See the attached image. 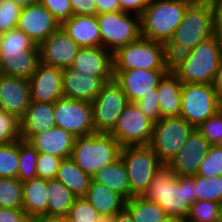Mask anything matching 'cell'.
Listing matches in <instances>:
<instances>
[{
    "label": "cell",
    "mask_w": 222,
    "mask_h": 222,
    "mask_svg": "<svg viewBox=\"0 0 222 222\" xmlns=\"http://www.w3.org/2000/svg\"><path fill=\"white\" fill-rule=\"evenodd\" d=\"M195 176L178 177L166 165L155 174L143 197L157 203L167 216L186 219L195 200Z\"/></svg>",
    "instance_id": "6da1fadb"
},
{
    "label": "cell",
    "mask_w": 222,
    "mask_h": 222,
    "mask_svg": "<svg viewBox=\"0 0 222 222\" xmlns=\"http://www.w3.org/2000/svg\"><path fill=\"white\" fill-rule=\"evenodd\" d=\"M40 63L39 47L18 28L0 34L2 74L29 80Z\"/></svg>",
    "instance_id": "7a4b0ae2"
},
{
    "label": "cell",
    "mask_w": 222,
    "mask_h": 222,
    "mask_svg": "<svg viewBox=\"0 0 222 222\" xmlns=\"http://www.w3.org/2000/svg\"><path fill=\"white\" fill-rule=\"evenodd\" d=\"M191 3L188 0H151L141 14L142 38L161 43L170 40Z\"/></svg>",
    "instance_id": "3957f363"
},
{
    "label": "cell",
    "mask_w": 222,
    "mask_h": 222,
    "mask_svg": "<svg viewBox=\"0 0 222 222\" xmlns=\"http://www.w3.org/2000/svg\"><path fill=\"white\" fill-rule=\"evenodd\" d=\"M122 146L109 133H93L75 138L71 158L91 176L120 157Z\"/></svg>",
    "instance_id": "277c9868"
},
{
    "label": "cell",
    "mask_w": 222,
    "mask_h": 222,
    "mask_svg": "<svg viewBox=\"0 0 222 222\" xmlns=\"http://www.w3.org/2000/svg\"><path fill=\"white\" fill-rule=\"evenodd\" d=\"M221 60L222 43L213 35L191 49L188 60L174 74L182 84H212Z\"/></svg>",
    "instance_id": "5b68a950"
},
{
    "label": "cell",
    "mask_w": 222,
    "mask_h": 222,
    "mask_svg": "<svg viewBox=\"0 0 222 222\" xmlns=\"http://www.w3.org/2000/svg\"><path fill=\"white\" fill-rule=\"evenodd\" d=\"M120 156L127 169L131 198L143 196L164 164L149 145L123 146Z\"/></svg>",
    "instance_id": "8992f818"
},
{
    "label": "cell",
    "mask_w": 222,
    "mask_h": 222,
    "mask_svg": "<svg viewBox=\"0 0 222 222\" xmlns=\"http://www.w3.org/2000/svg\"><path fill=\"white\" fill-rule=\"evenodd\" d=\"M96 16L102 47L112 53L142 37L141 16L123 11L100 13Z\"/></svg>",
    "instance_id": "52a82bcc"
},
{
    "label": "cell",
    "mask_w": 222,
    "mask_h": 222,
    "mask_svg": "<svg viewBox=\"0 0 222 222\" xmlns=\"http://www.w3.org/2000/svg\"><path fill=\"white\" fill-rule=\"evenodd\" d=\"M221 108L222 103L216 96L212 84H182L180 116L194 128H197Z\"/></svg>",
    "instance_id": "ba28073f"
},
{
    "label": "cell",
    "mask_w": 222,
    "mask_h": 222,
    "mask_svg": "<svg viewBox=\"0 0 222 222\" xmlns=\"http://www.w3.org/2000/svg\"><path fill=\"white\" fill-rule=\"evenodd\" d=\"M214 35L213 10L210 2H192L171 37V42L188 46L191 50Z\"/></svg>",
    "instance_id": "9c48e42d"
},
{
    "label": "cell",
    "mask_w": 222,
    "mask_h": 222,
    "mask_svg": "<svg viewBox=\"0 0 222 222\" xmlns=\"http://www.w3.org/2000/svg\"><path fill=\"white\" fill-rule=\"evenodd\" d=\"M114 70H165L163 44L140 38L113 53Z\"/></svg>",
    "instance_id": "30bf717a"
},
{
    "label": "cell",
    "mask_w": 222,
    "mask_h": 222,
    "mask_svg": "<svg viewBox=\"0 0 222 222\" xmlns=\"http://www.w3.org/2000/svg\"><path fill=\"white\" fill-rule=\"evenodd\" d=\"M195 128L181 116L161 118L154 123L149 146L166 165L182 148Z\"/></svg>",
    "instance_id": "8fae6325"
},
{
    "label": "cell",
    "mask_w": 222,
    "mask_h": 222,
    "mask_svg": "<svg viewBox=\"0 0 222 222\" xmlns=\"http://www.w3.org/2000/svg\"><path fill=\"white\" fill-rule=\"evenodd\" d=\"M128 103L127 96L114 79L106 82L91 102L95 132L109 133Z\"/></svg>",
    "instance_id": "7c38bea8"
},
{
    "label": "cell",
    "mask_w": 222,
    "mask_h": 222,
    "mask_svg": "<svg viewBox=\"0 0 222 222\" xmlns=\"http://www.w3.org/2000/svg\"><path fill=\"white\" fill-rule=\"evenodd\" d=\"M154 122L146 117L134 102H129L109 132L123 146L149 145Z\"/></svg>",
    "instance_id": "4fadbf2b"
},
{
    "label": "cell",
    "mask_w": 222,
    "mask_h": 222,
    "mask_svg": "<svg viewBox=\"0 0 222 222\" xmlns=\"http://www.w3.org/2000/svg\"><path fill=\"white\" fill-rule=\"evenodd\" d=\"M54 112L55 127L62 128L75 137L95 133L90 102L62 97L54 103Z\"/></svg>",
    "instance_id": "5bb4252c"
},
{
    "label": "cell",
    "mask_w": 222,
    "mask_h": 222,
    "mask_svg": "<svg viewBox=\"0 0 222 222\" xmlns=\"http://www.w3.org/2000/svg\"><path fill=\"white\" fill-rule=\"evenodd\" d=\"M60 26L54 15L44 5L38 3L21 9L16 28L39 46Z\"/></svg>",
    "instance_id": "9a60e30c"
},
{
    "label": "cell",
    "mask_w": 222,
    "mask_h": 222,
    "mask_svg": "<svg viewBox=\"0 0 222 222\" xmlns=\"http://www.w3.org/2000/svg\"><path fill=\"white\" fill-rule=\"evenodd\" d=\"M31 101L56 103L63 95V69L40 62L29 78Z\"/></svg>",
    "instance_id": "2e32d148"
},
{
    "label": "cell",
    "mask_w": 222,
    "mask_h": 222,
    "mask_svg": "<svg viewBox=\"0 0 222 222\" xmlns=\"http://www.w3.org/2000/svg\"><path fill=\"white\" fill-rule=\"evenodd\" d=\"M167 72L165 70H114L113 79L129 102H136L156 89Z\"/></svg>",
    "instance_id": "e0dca14e"
},
{
    "label": "cell",
    "mask_w": 222,
    "mask_h": 222,
    "mask_svg": "<svg viewBox=\"0 0 222 222\" xmlns=\"http://www.w3.org/2000/svg\"><path fill=\"white\" fill-rule=\"evenodd\" d=\"M209 148L210 144L194 129L180 151L171 158L166 166L178 177L195 176Z\"/></svg>",
    "instance_id": "ac0fdd59"
},
{
    "label": "cell",
    "mask_w": 222,
    "mask_h": 222,
    "mask_svg": "<svg viewBox=\"0 0 222 222\" xmlns=\"http://www.w3.org/2000/svg\"><path fill=\"white\" fill-rule=\"evenodd\" d=\"M40 62L59 68L71 67L80 46L60 27L39 46Z\"/></svg>",
    "instance_id": "d6986e66"
},
{
    "label": "cell",
    "mask_w": 222,
    "mask_h": 222,
    "mask_svg": "<svg viewBox=\"0 0 222 222\" xmlns=\"http://www.w3.org/2000/svg\"><path fill=\"white\" fill-rule=\"evenodd\" d=\"M113 76L87 75L71 67L63 69V95L66 98L92 102L103 85Z\"/></svg>",
    "instance_id": "ffe728a7"
},
{
    "label": "cell",
    "mask_w": 222,
    "mask_h": 222,
    "mask_svg": "<svg viewBox=\"0 0 222 222\" xmlns=\"http://www.w3.org/2000/svg\"><path fill=\"white\" fill-rule=\"evenodd\" d=\"M31 102L29 80L0 74V110L19 120Z\"/></svg>",
    "instance_id": "44dd1931"
},
{
    "label": "cell",
    "mask_w": 222,
    "mask_h": 222,
    "mask_svg": "<svg viewBox=\"0 0 222 222\" xmlns=\"http://www.w3.org/2000/svg\"><path fill=\"white\" fill-rule=\"evenodd\" d=\"M71 68L95 76H113V53L104 47H81Z\"/></svg>",
    "instance_id": "7402d4cb"
},
{
    "label": "cell",
    "mask_w": 222,
    "mask_h": 222,
    "mask_svg": "<svg viewBox=\"0 0 222 222\" xmlns=\"http://www.w3.org/2000/svg\"><path fill=\"white\" fill-rule=\"evenodd\" d=\"M55 127L54 103L31 101L20 119V139L29 141L34 135Z\"/></svg>",
    "instance_id": "603a6c76"
},
{
    "label": "cell",
    "mask_w": 222,
    "mask_h": 222,
    "mask_svg": "<svg viewBox=\"0 0 222 222\" xmlns=\"http://www.w3.org/2000/svg\"><path fill=\"white\" fill-rule=\"evenodd\" d=\"M60 27L80 47H102L96 15H72Z\"/></svg>",
    "instance_id": "cb8c5ba5"
},
{
    "label": "cell",
    "mask_w": 222,
    "mask_h": 222,
    "mask_svg": "<svg viewBox=\"0 0 222 222\" xmlns=\"http://www.w3.org/2000/svg\"><path fill=\"white\" fill-rule=\"evenodd\" d=\"M75 138L72 133L53 127L46 132L34 135L29 142L38 152L66 159L71 157Z\"/></svg>",
    "instance_id": "d4e9b609"
},
{
    "label": "cell",
    "mask_w": 222,
    "mask_h": 222,
    "mask_svg": "<svg viewBox=\"0 0 222 222\" xmlns=\"http://www.w3.org/2000/svg\"><path fill=\"white\" fill-rule=\"evenodd\" d=\"M97 210L99 215L108 221L125 209L126 200L116 192L101 183L91 181L84 196Z\"/></svg>",
    "instance_id": "484cf974"
},
{
    "label": "cell",
    "mask_w": 222,
    "mask_h": 222,
    "mask_svg": "<svg viewBox=\"0 0 222 222\" xmlns=\"http://www.w3.org/2000/svg\"><path fill=\"white\" fill-rule=\"evenodd\" d=\"M161 118L179 117L182 83L174 73H166L157 86Z\"/></svg>",
    "instance_id": "4316f807"
},
{
    "label": "cell",
    "mask_w": 222,
    "mask_h": 222,
    "mask_svg": "<svg viewBox=\"0 0 222 222\" xmlns=\"http://www.w3.org/2000/svg\"><path fill=\"white\" fill-rule=\"evenodd\" d=\"M92 181L107 186L126 201L131 198V187L124 161L121 156L92 175Z\"/></svg>",
    "instance_id": "83f0119b"
},
{
    "label": "cell",
    "mask_w": 222,
    "mask_h": 222,
    "mask_svg": "<svg viewBox=\"0 0 222 222\" xmlns=\"http://www.w3.org/2000/svg\"><path fill=\"white\" fill-rule=\"evenodd\" d=\"M55 179L62 182L76 197H84L92 176L85 173L70 157L61 161Z\"/></svg>",
    "instance_id": "f1b7e54d"
},
{
    "label": "cell",
    "mask_w": 222,
    "mask_h": 222,
    "mask_svg": "<svg viewBox=\"0 0 222 222\" xmlns=\"http://www.w3.org/2000/svg\"><path fill=\"white\" fill-rule=\"evenodd\" d=\"M46 180L36 177L23 182V207L26 215L47 216Z\"/></svg>",
    "instance_id": "f546056e"
},
{
    "label": "cell",
    "mask_w": 222,
    "mask_h": 222,
    "mask_svg": "<svg viewBox=\"0 0 222 222\" xmlns=\"http://www.w3.org/2000/svg\"><path fill=\"white\" fill-rule=\"evenodd\" d=\"M47 216L65 217L72 207L76 196L62 182L46 180Z\"/></svg>",
    "instance_id": "4dcf8cb0"
},
{
    "label": "cell",
    "mask_w": 222,
    "mask_h": 222,
    "mask_svg": "<svg viewBox=\"0 0 222 222\" xmlns=\"http://www.w3.org/2000/svg\"><path fill=\"white\" fill-rule=\"evenodd\" d=\"M125 209L132 215L134 222H162L167 217L157 203L148 201L143 196L128 199Z\"/></svg>",
    "instance_id": "1f68e13d"
},
{
    "label": "cell",
    "mask_w": 222,
    "mask_h": 222,
    "mask_svg": "<svg viewBox=\"0 0 222 222\" xmlns=\"http://www.w3.org/2000/svg\"><path fill=\"white\" fill-rule=\"evenodd\" d=\"M195 200L214 201L222 204V176L195 175Z\"/></svg>",
    "instance_id": "d6a6232c"
},
{
    "label": "cell",
    "mask_w": 222,
    "mask_h": 222,
    "mask_svg": "<svg viewBox=\"0 0 222 222\" xmlns=\"http://www.w3.org/2000/svg\"><path fill=\"white\" fill-rule=\"evenodd\" d=\"M22 209L23 183L17 178H0V208Z\"/></svg>",
    "instance_id": "836d02e7"
},
{
    "label": "cell",
    "mask_w": 222,
    "mask_h": 222,
    "mask_svg": "<svg viewBox=\"0 0 222 222\" xmlns=\"http://www.w3.org/2000/svg\"><path fill=\"white\" fill-rule=\"evenodd\" d=\"M38 151L29 141L19 139V170L17 179L22 183L37 177L36 162Z\"/></svg>",
    "instance_id": "e575fe53"
},
{
    "label": "cell",
    "mask_w": 222,
    "mask_h": 222,
    "mask_svg": "<svg viewBox=\"0 0 222 222\" xmlns=\"http://www.w3.org/2000/svg\"><path fill=\"white\" fill-rule=\"evenodd\" d=\"M187 222H222V204L214 201H195L189 209Z\"/></svg>",
    "instance_id": "d590c367"
},
{
    "label": "cell",
    "mask_w": 222,
    "mask_h": 222,
    "mask_svg": "<svg viewBox=\"0 0 222 222\" xmlns=\"http://www.w3.org/2000/svg\"><path fill=\"white\" fill-rule=\"evenodd\" d=\"M163 44L164 66L167 73H174L189 58L188 46L167 40Z\"/></svg>",
    "instance_id": "8d00e7d4"
},
{
    "label": "cell",
    "mask_w": 222,
    "mask_h": 222,
    "mask_svg": "<svg viewBox=\"0 0 222 222\" xmlns=\"http://www.w3.org/2000/svg\"><path fill=\"white\" fill-rule=\"evenodd\" d=\"M19 170V140L0 145V178H17Z\"/></svg>",
    "instance_id": "74e56055"
},
{
    "label": "cell",
    "mask_w": 222,
    "mask_h": 222,
    "mask_svg": "<svg viewBox=\"0 0 222 222\" xmlns=\"http://www.w3.org/2000/svg\"><path fill=\"white\" fill-rule=\"evenodd\" d=\"M67 218L73 222H108L85 197H76Z\"/></svg>",
    "instance_id": "f35d334b"
},
{
    "label": "cell",
    "mask_w": 222,
    "mask_h": 222,
    "mask_svg": "<svg viewBox=\"0 0 222 222\" xmlns=\"http://www.w3.org/2000/svg\"><path fill=\"white\" fill-rule=\"evenodd\" d=\"M210 145L222 144V108L195 128Z\"/></svg>",
    "instance_id": "ab89813d"
},
{
    "label": "cell",
    "mask_w": 222,
    "mask_h": 222,
    "mask_svg": "<svg viewBox=\"0 0 222 222\" xmlns=\"http://www.w3.org/2000/svg\"><path fill=\"white\" fill-rule=\"evenodd\" d=\"M197 175L206 177L222 176V145H210L208 153L199 165Z\"/></svg>",
    "instance_id": "60d3db41"
},
{
    "label": "cell",
    "mask_w": 222,
    "mask_h": 222,
    "mask_svg": "<svg viewBox=\"0 0 222 222\" xmlns=\"http://www.w3.org/2000/svg\"><path fill=\"white\" fill-rule=\"evenodd\" d=\"M20 139V120L13 114L0 110V145Z\"/></svg>",
    "instance_id": "b9f144b4"
},
{
    "label": "cell",
    "mask_w": 222,
    "mask_h": 222,
    "mask_svg": "<svg viewBox=\"0 0 222 222\" xmlns=\"http://www.w3.org/2000/svg\"><path fill=\"white\" fill-rule=\"evenodd\" d=\"M21 9L13 0H0V34L17 27Z\"/></svg>",
    "instance_id": "7bdbcfd3"
},
{
    "label": "cell",
    "mask_w": 222,
    "mask_h": 222,
    "mask_svg": "<svg viewBox=\"0 0 222 222\" xmlns=\"http://www.w3.org/2000/svg\"><path fill=\"white\" fill-rule=\"evenodd\" d=\"M62 160L63 159L58 156L38 152L36 162L37 177L45 180L55 179Z\"/></svg>",
    "instance_id": "ee69618b"
},
{
    "label": "cell",
    "mask_w": 222,
    "mask_h": 222,
    "mask_svg": "<svg viewBox=\"0 0 222 222\" xmlns=\"http://www.w3.org/2000/svg\"><path fill=\"white\" fill-rule=\"evenodd\" d=\"M138 109L154 123L161 119L157 89L134 102Z\"/></svg>",
    "instance_id": "f6af8a7d"
},
{
    "label": "cell",
    "mask_w": 222,
    "mask_h": 222,
    "mask_svg": "<svg viewBox=\"0 0 222 222\" xmlns=\"http://www.w3.org/2000/svg\"><path fill=\"white\" fill-rule=\"evenodd\" d=\"M40 3L54 15L60 24L73 15L70 0H41Z\"/></svg>",
    "instance_id": "bcb514c9"
},
{
    "label": "cell",
    "mask_w": 222,
    "mask_h": 222,
    "mask_svg": "<svg viewBox=\"0 0 222 222\" xmlns=\"http://www.w3.org/2000/svg\"><path fill=\"white\" fill-rule=\"evenodd\" d=\"M73 15H96L95 0H70Z\"/></svg>",
    "instance_id": "7dc6e473"
},
{
    "label": "cell",
    "mask_w": 222,
    "mask_h": 222,
    "mask_svg": "<svg viewBox=\"0 0 222 222\" xmlns=\"http://www.w3.org/2000/svg\"><path fill=\"white\" fill-rule=\"evenodd\" d=\"M151 0H119L121 10L125 13H132L141 16Z\"/></svg>",
    "instance_id": "c3c4849f"
},
{
    "label": "cell",
    "mask_w": 222,
    "mask_h": 222,
    "mask_svg": "<svg viewBox=\"0 0 222 222\" xmlns=\"http://www.w3.org/2000/svg\"><path fill=\"white\" fill-rule=\"evenodd\" d=\"M213 10V28L214 35L222 43V0H214L211 2Z\"/></svg>",
    "instance_id": "681fc988"
},
{
    "label": "cell",
    "mask_w": 222,
    "mask_h": 222,
    "mask_svg": "<svg viewBox=\"0 0 222 222\" xmlns=\"http://www.w3.org/2000/svg\"><path fill=\"white\" fill-rule=\"evenodd\" d=\"M25 216L23 209L0 208V222H22Z\"/></svg>",
    "instance_id": "f907efd6"
},
{
    "label": "cell",
    "mask_w": 222,
    "mask_h": 222,
    "mask_svg": "<svg viewBox=\"0 0 222 222\" xmlns=\"http://www.w3.org/2000/svg\"><path fill=\"white\" fill-rule=\"evenodd\" d=\"M96 15L100 13L122 11L119 0H95Z\"/></svg>",
    "instance_id": "816d5d0a"
},
{
    "label": "cell",
    "mask_w": 222,
    "mask_h": 222,
    "mask_svg": "<svg viewBox=\"0 0 222 222\" xmlns=\"http://www.w3.org/2000/svg\"><path fill=\"white\" fill-rule=\"evenodd\" d=\"M212 85L216 92V96L218 97L219 101L222 103V60L215 74Z\"/></svg>",
    "instance_id": "f5cc1de1"
},
{
    "label": "cell",
    "mask_w": 222,
    "mask_h": 222,
    "mask_svg": "<svg viewBox=\"0 0 222 222\" xmlns=\"http://www.w3.org/2000/svg\"><path fill=\"white\" fill-rule=\"evenodd\" d=\"M108 222H134L132 215L124 209L122 212L117 213Z\"/></svg>",
    "instance_id": "db71d44e"
},
{
    "label": "cell",
    "mask_w": 222,
    "mask_h": 222,
    "mask_svg": "<svg viewBox=\"0 0 222 222\" xmlns=\"http://www.w3.org/2000/svg\"><path fill=\"white\" fill-rule=\"evenodd\" d=\"M43 222H73L69 218L43 215Z\"/></svg>",
    "instance_id": "11a10c76"
},
{
    "label": "cell",
    "mask_w": 222,
    "mask_h": 222,
    "mask_svg": "<svg viewBox=\"0 0 222 222\" xmlns=\"http://www.w3.org/2000/svg\"><path fill=\"white\" fill-rule=\"evenodd\" d=\"M17 5L24 8L30 5L38 4L41 0H13Z\"/></svg>",
    "instance_id": "9f6ffc18"
},
{
    "label": "cell",
    "mask_w": 222,
    "mask_h": 222,
    "mask_svg": "<svg viewBox=\"0 0 222 222\" xmlns=\"http://www.w3.org/2000/svg\"><path fill=\"white\" fill-rule=\"evenodd\" d=\"M22 222H43V216L26 215Z\"/></svg>",
    "instance_id": "6f0895ef"
},
{
    "label": "cell",
    "mask_w": 222,
    "mask_h": 222,
    "mask_svg": "<svg viewBox=\"0 0 222 222\" xmlns=\"http://www.w3.org/2000/svg\"><path fill=\"white\" fill-rule=\"evenodd\" d=\"M184 219L179 217L167 216L162 222H183Z\"/></svg>",
    "instance_id": "680465c9"
},
{
    "label": "cell",
    "mask_w": 222,
    "mask_h": 222,
    "mask_svg": "<svg viewBox=\"0 0 222 222\" xmlns=\"http://www.w3.org/2000/svg\"><path fill=\"white\" fill-rule=\"evenodd\" d=\"M188 1H190V2H212V1H214V0H188Z\"/></svg>",
    "instance_id": "91938a15"
}]
</instances>
